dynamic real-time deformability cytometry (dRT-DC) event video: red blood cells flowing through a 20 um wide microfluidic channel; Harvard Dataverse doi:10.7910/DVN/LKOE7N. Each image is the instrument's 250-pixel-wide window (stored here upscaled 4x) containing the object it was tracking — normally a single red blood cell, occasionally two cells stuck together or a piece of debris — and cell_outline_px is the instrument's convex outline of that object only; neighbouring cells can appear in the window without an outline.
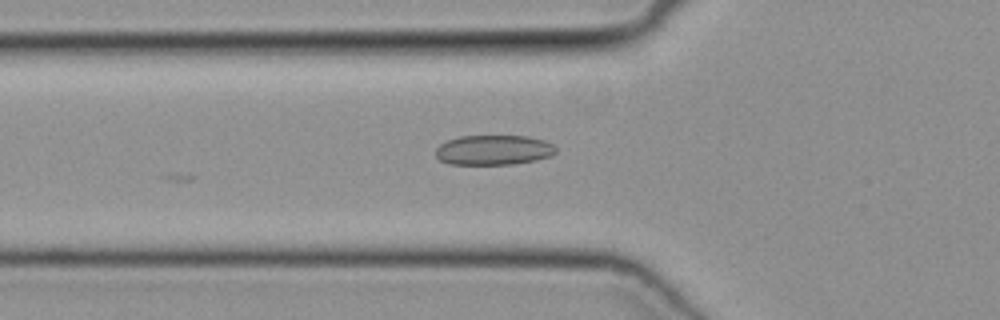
{"species": "common noctule bat (a hibernating species)", "species_latin": "Nyctalus noctula", "temperature_condition": "cold", "stored_images_in_passage": 3, "camera_frame_rate_fps": 3000, "um_per_image_px": 0.085, "animal": {"sex": "female", "body_mass_g": 19.3, "forearm_length_mm": 54.1}, "frame": {"image": 1, "passage_image": 3, "time_ms": 0.667, "image_size_px": [1000, 320], "cell_outline_px": [[556, 152], [552, 156], [536, 160], [512, 164], [448, 164], [440, 160], [436, 156], [436, 148], [440, 144], [448, 140], [460, 136], [528, 136], [544, 140], [552, 144], [556, 148]], "centroid_in_image_um": [41.97, 12.75], "position_along_channel_um": 83.8, "area_um2": 20.98}}